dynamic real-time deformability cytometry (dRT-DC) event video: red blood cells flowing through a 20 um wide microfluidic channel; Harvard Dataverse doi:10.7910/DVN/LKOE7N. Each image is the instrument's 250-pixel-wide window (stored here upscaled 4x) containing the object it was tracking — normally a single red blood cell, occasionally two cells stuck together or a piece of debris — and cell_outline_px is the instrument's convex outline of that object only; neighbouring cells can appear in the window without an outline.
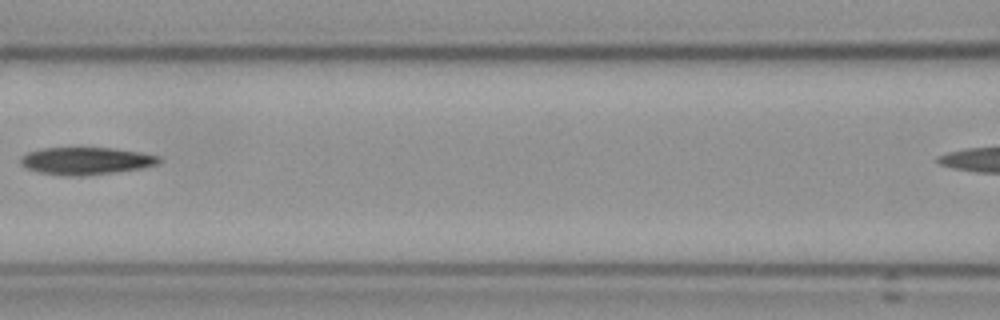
{"species": "Egyptian fruit bat (a non-hibernating species)", "species_latin": "Rousettus aegyptiacus", "temperature_condition": "cold", "stored_images_in_passage": 5, "camera_frame_rate_fps": 3000, "um_per_image_px": 0.085, "frame": {"image": 1, "passage_image": 4, "time_ms": 3.667, "image_size_px": [1000, 320], "cell_outline_px": [[160, 160], [156, 164], [140, 168], [116, 172], [80, 176], [64, 176], [40, 172], [28, 168], [20, 164], [20, 156], [28, 152], [44, 148], [112, 148], [140, 152], [160, 156]], "centroid_in_image_um": [7.28, 13.67], "position_along_channel_um": 159.3, "area_um2": 21.91}}